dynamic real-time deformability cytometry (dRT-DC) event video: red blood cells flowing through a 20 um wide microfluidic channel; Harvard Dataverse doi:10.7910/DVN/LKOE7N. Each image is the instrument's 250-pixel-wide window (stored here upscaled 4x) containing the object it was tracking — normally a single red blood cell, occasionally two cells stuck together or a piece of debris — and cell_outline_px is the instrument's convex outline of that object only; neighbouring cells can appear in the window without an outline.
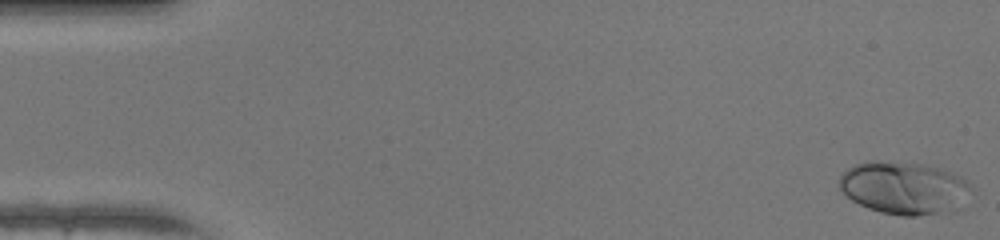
{"species": "human", "species_latin": "Homo sapiens", "temperature_condition": "warm", "stored_images_in_passage": 49, "camera_frame_rate_fps": 3000, "um_per_image_px": 0.085, "donor": {"sex": "female"}, "frame": {"image": 1, "passage_image": 1, "time_ms": 0.0, "image_size_px": [1000, 240], "cell_outline_px": [[972, 188], [936, 212], [916, 216], [900, 216], [880, 212], [868, 208], [852, 200], [840, 188], [840, 176], [848, 168], [856, 164], [872, 160], [876, 160], [924, 164], [940, 168], [952, 172], [968, 180]], "centroid_in_image_um": [76.68, 15.91], "position_along_channel_um": 8.3, "area_um2": 38.78}}
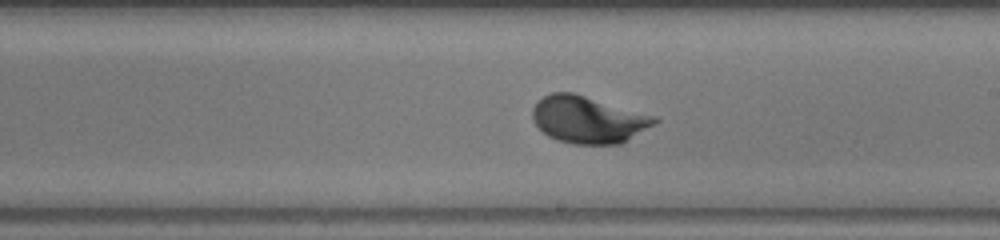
{"frame": {"image": 2, "passage_image": 28, "time_ms": 9.0, "image_size_px": [1000, 240], "cell_outline_px": [[660, 120], [656, 124], [620, 144], [572, 144], [548, 136], [532, 120], [532, 108], [544, 96], [552, 92], [572, 92], [656, 116]], "centroid_in_image_um": [50.01, 10.17], "position_along_channel_um": 239.0, "area_um2": 33.29}}
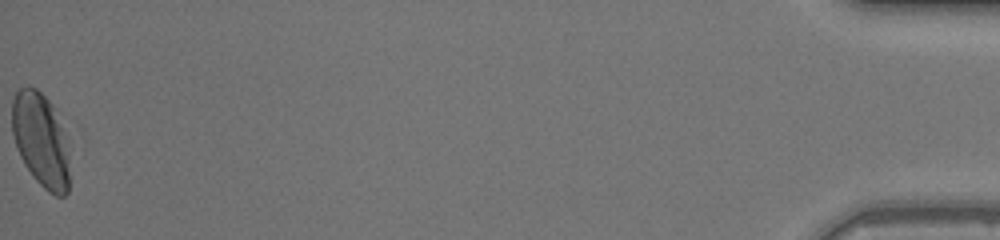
{"frame": {"image": 3, "passage_image": 49, "time_ms": 16.0, "image_size_px": [1000, 240], "cell_outline_px": [[68, 192], [64, 196], [56, 196], [48, 192], [36, 180], [24, 164], [16, 148], [12, 136], [12, 100], [16, 92], [20, 88], [28, 84], [36, 88], [56, 108], [68, 156]], "centroid_in_image_um": [3.43, 11.87], "position_along_channel_um": 431.8, "area_um2": 31.39}, "authors_computed_cell_mechanics": {"area_um2": 32.5992, "velocity_mm_per_s": 4.2476, "shape_relaxation_time_tau1_ms": 2.594, "shape_relaxation_time_tau2_ms": null, "deformation_change_tau1": 0.1469, "deformation_change_tau2": null}}